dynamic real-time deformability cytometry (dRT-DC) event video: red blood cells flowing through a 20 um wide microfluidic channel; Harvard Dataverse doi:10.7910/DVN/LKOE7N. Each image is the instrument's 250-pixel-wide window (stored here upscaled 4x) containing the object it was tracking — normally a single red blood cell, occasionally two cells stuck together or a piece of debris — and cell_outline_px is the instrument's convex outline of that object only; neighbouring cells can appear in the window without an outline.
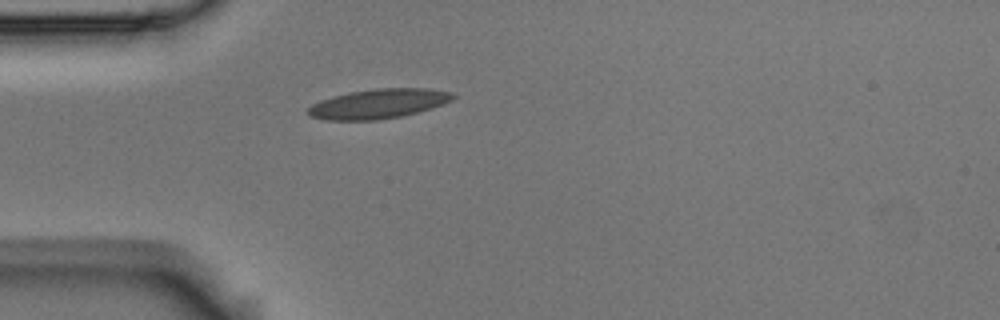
{"species": "Egyptian fruit bat (a non-hibernating species)", "species_latin": "Rousettus aegyptiacus", "temperature_condition": "room temperature", "stored_images_in_passage": 2, "camera_frame_rate_fps": 3000, "um_per_image_px": 0.085, "animal": {"sex": "male"}, "frame": {"image": 1, "passage_image": 2, "time_ms": 0.333, "image_size_px": [1000, 320], "cell_outline_px": [[456, 96], [452, 100], [444, 104], [432, 108], [400, 116], [376, 120], [324, 120], [312, 116], [308, 112], [308, 108], [312, 104], [348, 92], [376, 88], [428, 88], [452, 92]], "centroid_in_image_um": [32.22, 8.81], "position_along_channel_um": 52.8, "area_um2": 24.74}}